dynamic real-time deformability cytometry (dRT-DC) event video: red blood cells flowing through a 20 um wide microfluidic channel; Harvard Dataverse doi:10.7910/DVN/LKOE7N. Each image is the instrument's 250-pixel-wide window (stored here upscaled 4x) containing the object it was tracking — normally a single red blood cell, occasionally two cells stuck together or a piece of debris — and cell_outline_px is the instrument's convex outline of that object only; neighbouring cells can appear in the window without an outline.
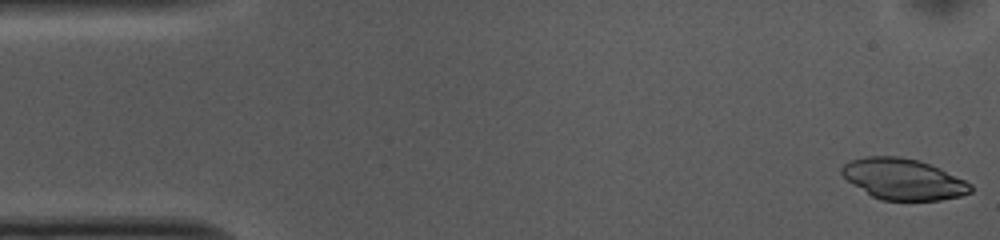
{"species": "common noctule bat (a hibernating species)", "species_latin": "Nyctalus noctula", "temperature_condition": "cold", "stored_images_in_passage": 52, "camera_frame_rate_fps": 3000, "um_per_image_px": 0.085, "animal": {"sex": "female", "body_mass_g": 10.0, "forearm_length_mm": 53.1}, "frame": {"image": 1, "passage_image": 1, "time_ms": 0.0, "image_size_px": [1000, 240], "cell_outline_px": [[972, 192], [960, 196], [940, 200], [880, 200], [872, 196], [852, 184], [840, 172], [840, 168], [848, 160], [864, 156], [900, 156], [920, 160], [940, 168], [972, 184]], "centroid_in_image_um": [76.76, 15.21], "position_along_channel_um": 8.2, "area_um2": 30.92}}